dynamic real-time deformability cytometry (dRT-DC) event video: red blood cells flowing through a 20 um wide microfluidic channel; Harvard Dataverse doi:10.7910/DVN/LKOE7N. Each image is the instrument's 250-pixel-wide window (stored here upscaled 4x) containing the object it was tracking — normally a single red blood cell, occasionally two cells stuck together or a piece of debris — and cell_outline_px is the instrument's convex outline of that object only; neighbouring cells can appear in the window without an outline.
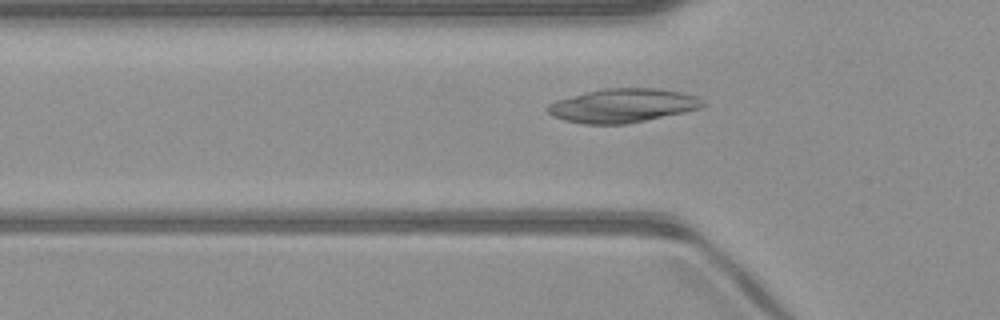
{"species": "common noctule bat (a hibernating species)", "species_latin": "Nyctalus noctula", "temperature_condition": "warm", "stored_images_in_passage": 50, "camera_frame_rate_fps": 3000, "um_per_image_px": 0.085, "animal": {"sex": "male", "body_mass_g": 23.1, "forearm_length_mm": 52.7}, "frame": {"image": 1, "passage_image": 16, "time_ms": 5.0, "image_size_px": [1000, 320], "cell_outline_px": [[708, 104], [700, 108], [684, 112], [628, 124], [584, 124], [564, 120], [552, 116], [544, 108], [548, 104], [556, 100], [604, 88], [656, 88], [680, 92], [696, 96], [704, 100]], "centroid_in_image_um": [52.94, 8.98], "position_along_channel_um": 72.9, "area_um2": 30.63}}
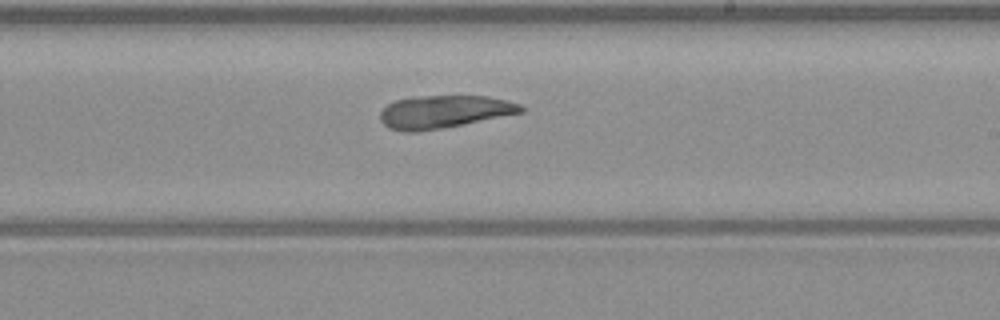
{"frame": {"image": 2, "passage_image": 29, "time_ms": 9.333, "image_size_px": [1000, 320], "cell_outline_px": [[524, 112], [444, 128], [420, 132], [404, 132], [388, 128], [380, 120], [380, 112], [388, 104], [396, 100], [412, 96], [488, 96], [520, 104], [524, 108]], "centroid_in_image_um": [37.71, 9.51], "position_along_channel_um": 251.3, "area_um2": 26.99}}
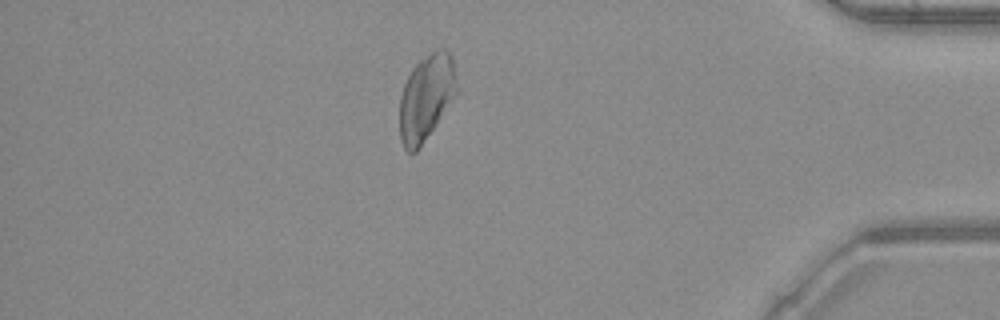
{"frame": {"image": 3, "passage_image": 43, "time_ms": 14.0, "image_size_px": [1000, 320], "cell_outline_px": [[456, 96], [420, 148], [416, 152], [408, 152], [404, 148], [400, 140], [400, 96], [404, 84], [412, 68], [420, 60], [436, 48], [444, 48], [452, 56], [456, 88]], "centroid_in_image_um": [36.21, 8.3], "position_along_channel_um": 399.0, "area_um2": 28.55}, "authors_computed_cell_mechanics": {"area_um2": 28.9867, "velocity_mm_per_s": 4.0907, "shape_relaxation_time_tau1_ms": null, "shape_relaxation_time_tau2_ms": 4.0269, "deformation_change_tau1": null, "deformation_change_tau2": 0.1135}}